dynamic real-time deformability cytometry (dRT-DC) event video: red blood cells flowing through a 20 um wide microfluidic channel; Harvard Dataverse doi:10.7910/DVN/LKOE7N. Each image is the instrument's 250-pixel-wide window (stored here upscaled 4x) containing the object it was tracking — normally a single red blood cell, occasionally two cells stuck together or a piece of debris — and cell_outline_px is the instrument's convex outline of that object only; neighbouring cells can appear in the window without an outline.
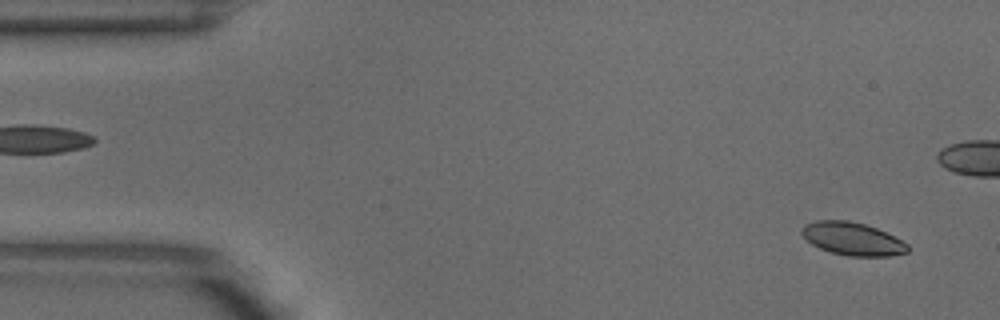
{"species": "common noctule bat (a hibernating species)", "species_latin": "Nyctalus noctula", "temperature_condition": "warm", "stored_images_in_passage": 4, "segment_of_instrument_passage": [2, 2], "camera_frame_rate_fps": 3000, "um_per_image_px": 0.085, "animal": {"sex": "male", "body_mass_g": 18.8}, "frame": {"image": 1, "passage_image": 4, "time_ms": 1.0, "image_size_px": [1000, 320], "cell_outline_px": [[908, 252], [888, 256], [848, 256], [832, 252], [820, 248], [812, 244], [800, 232], [800, 228], [804, 224], [816, 220], [848, 220], [864, 224], [876, 228], [908, 244]], "centroid_in_image_um": [72.42, 20.29], "position_along_channel_um": 12.6, "area_um2": 20.11}}